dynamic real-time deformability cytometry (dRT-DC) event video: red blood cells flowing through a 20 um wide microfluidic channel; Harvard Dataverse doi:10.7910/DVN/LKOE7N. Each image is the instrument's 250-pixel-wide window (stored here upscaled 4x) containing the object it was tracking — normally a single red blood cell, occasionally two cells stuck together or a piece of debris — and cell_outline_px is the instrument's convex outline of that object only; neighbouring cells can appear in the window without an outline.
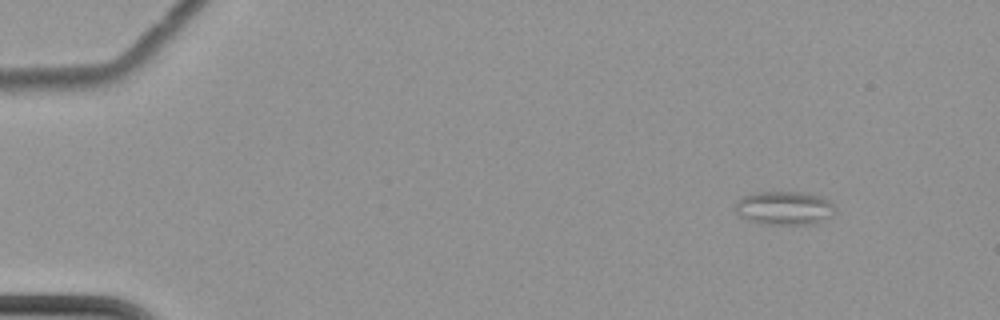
{"species": "common noctule bat (a hibernating species)", "species_latin": "Nyctalus noctula", "temperature_condition": "cold", "stored_images_in_passage": 6, "camera_frame_rate_fps": 3000, "um_per_image_px": 0.085, "animal": {"sex": "female", "body_mass_g": 22.7, "forearm_length_mm": 54.2}, "frame": {"image": 1, "passage_image": 1, "time_ms": 0.0, "image_size_px": [1000, 320], "cell_outline_px": [[836, 208], [832, 216], [816, 224], [764, 224], [744, 220], [736, 212], [736, 200], [744, 196], [756, 192], [804, 192], [824, 196]], "centroid_in_image_um": [66.68, 17.68], "position_along_channel_um": 18.3, "area_um2": 19.88}}
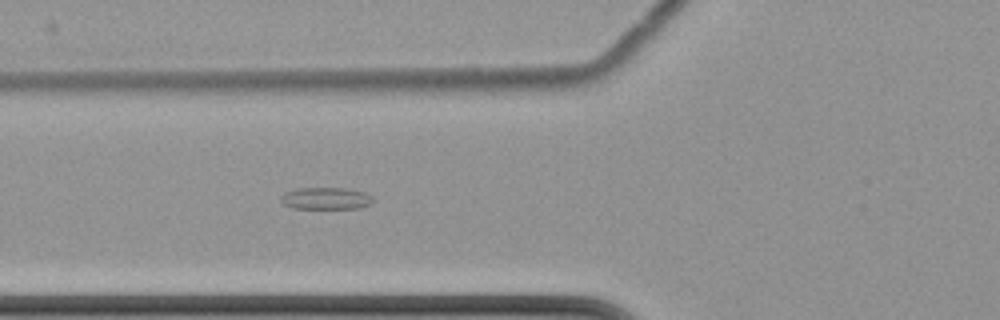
{"frame": {"image": 2, "passage_image": 6, "time_ms": 6.0, "image_size_px": [1000, 320], "cell_outline_px": [[372, 204], [360, 208], [292, 208], [284, 204], [280, 200], [284, 192], [296, 188], [348, 188], [364, 192], [372, 196]], "centroid_in_image_um": [27.71, 16.86], "position_along_channel_um": 98.1, "area_um2": 11.85}}